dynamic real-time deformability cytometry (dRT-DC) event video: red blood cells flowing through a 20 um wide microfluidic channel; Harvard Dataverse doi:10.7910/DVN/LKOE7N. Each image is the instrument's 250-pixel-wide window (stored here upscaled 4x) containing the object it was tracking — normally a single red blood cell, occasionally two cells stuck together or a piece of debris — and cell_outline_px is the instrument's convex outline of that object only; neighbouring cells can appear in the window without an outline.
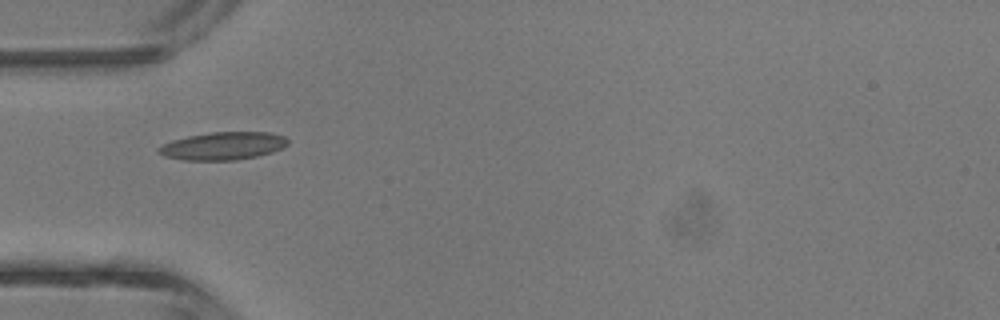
{"species": "common noctule bat (a hibernating species)", "species_latin": "Nyctalus noctula", "temperature_condition": "room temperature", "stored_images_in_passage": 2, "camera_frame_rate_fps": 3000, "um_per_image_px": 0.085, "animal": {"sex": "male", "body_mass_g": 13.3}, "frame": {"image": 1, "passage_image": 1, "time_ms": 0.0, "image_size_px": [1000, 320], "cell_outline_px": [[288, 144], [272, 152], [256, 156], [236, 160], [184, 160], [164, 156], [156, 152], [156, 148], [172, 140], [188, 136], [212, 132], [268, 132], [284, 136], [288, 140]], "centroid_in_image_um": [18.92, 12.4], "position_along_channel_um": 66.1, "area_um2": 20.87}}
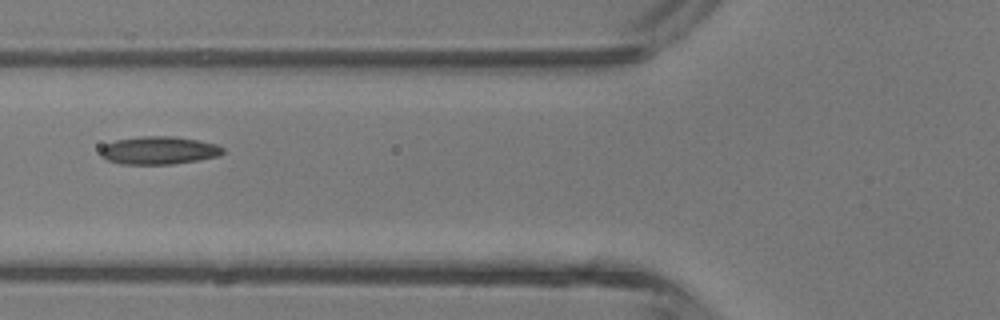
{"frame": {"image": 2, "passage_image": 2, "time_ms": 1.0, "image_size_px": [1000, 320], "cell_outline_px": [[224, 152], [220, 156], [172, 164], [120, 164], [108, 160], [100, 156], [100, 148], [104, 144], [116, 140], [140, 136], [176, 136], [216, 144], [224, 148]], "centroid_in_image_um": [13.47, 12.78], "position_along_channel_um": 112.3, "area_um2": 20.0}}